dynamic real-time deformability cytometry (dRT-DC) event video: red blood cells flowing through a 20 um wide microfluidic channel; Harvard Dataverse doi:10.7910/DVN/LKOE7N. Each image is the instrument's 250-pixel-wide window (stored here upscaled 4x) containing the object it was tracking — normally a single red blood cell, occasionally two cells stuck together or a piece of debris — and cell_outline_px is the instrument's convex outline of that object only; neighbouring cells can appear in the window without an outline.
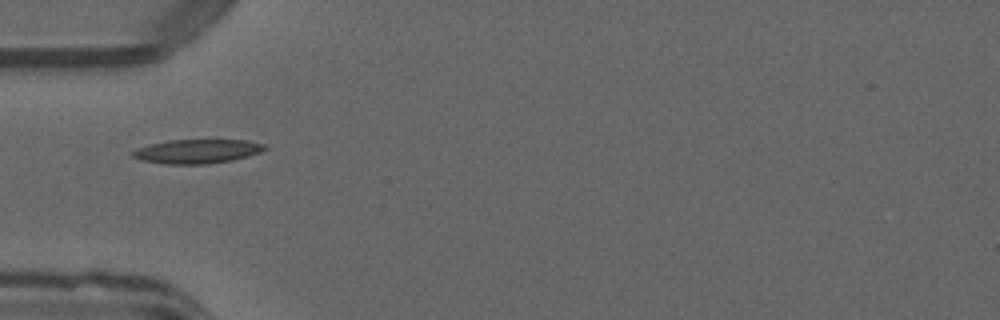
{"species": "common noctule bat (a hibernating species)", "species_latin": "Nyctalus noctula", "temperature_condition": "warm", "stored_images_in_passage": 32, "camera_frame_rate_fps": 3000, "um_per_image_px": 0.085, "animal": {"sex": "male", "forearm_length_mm": 52.5}, "frame": {"image": 1, "passage_image": 1, "time_ms": 0.0, "image_size_px": [1000, 320], "cell_outline_px": [[268, 148], [260, 152], [232, 160], [208, 164], [168, 164], [140, 160], [132, 156], [132, 152], [140, 148], [152, 144], [168, 140], [248, 140], [264, 144]], "centroid_in_image_um": [16.79, 12.86], "position_along_channel_um": 68.2, "area_um2": 18.32}}
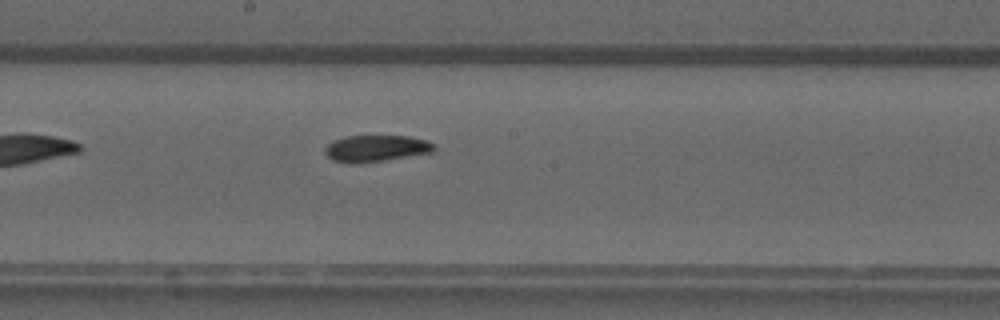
{"frame": {"image": 2, "passage_image": 12, "time_ms": 3.667, "image_size_px": [1000, 320], "cell_outline_px": [[436, 148], [432, 152], [384, 160], [352, 164], [332, 160], [324, 152], [324, 148], [332, 140], [344, 136], [408, 136], [424, 140], [436, 144]], "centroid_in_image_um": [31.92, 12.61], "position_along_channel_um": 216.3, "area_um2": 16.88}}
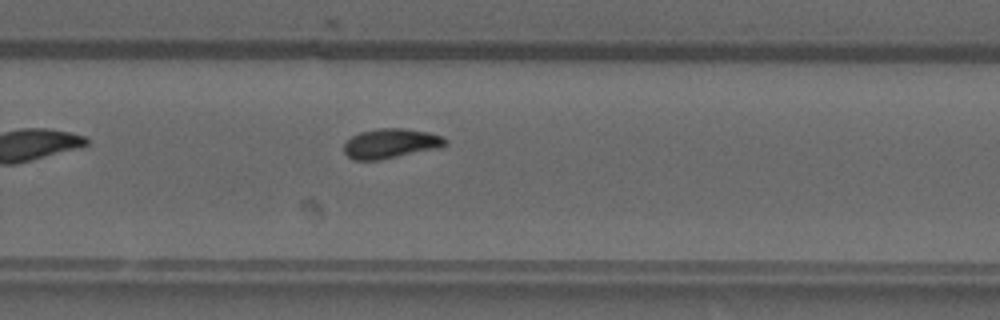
{"frame": {"image": 3, "passage_image": 18, "time_ms": 5.667, "image_size_px": [1000, 320], "cell_outline_px": [[448, 144], [440, 148], [380, 160], [352, 160], [344, 152], [344, 144], [352, 136], [360, 132], [380, 128], [404, 128], [428, 132], [444, 136], [448, 140]], "centroid_in_image_um": [33.25, 12.2], "position_along_channel_um": 296.5, "area_um2": 17.74}, "authors_computed_cell_mechanics": {"area_um2": 17.3978, "velocity_mm_per_s": 4.0393, "shape_relaxation_time_tau1_ms": 5.9246, "shape_relaxation_time_tau2_ms": null, "deformation_change_tau1": 0.1815, "deformation_change_tau2": null}}